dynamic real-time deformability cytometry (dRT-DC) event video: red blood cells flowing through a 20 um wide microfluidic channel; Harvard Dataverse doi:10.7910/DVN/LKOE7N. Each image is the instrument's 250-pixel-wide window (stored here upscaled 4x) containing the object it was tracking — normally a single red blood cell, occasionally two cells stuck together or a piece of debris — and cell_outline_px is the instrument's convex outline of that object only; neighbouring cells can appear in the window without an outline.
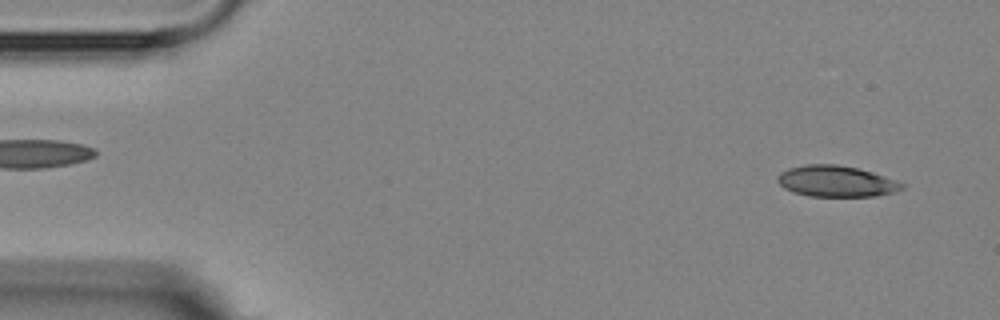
{"species": "Egyptian fruit bat (a non-hibernating species)", "species_latin": "Rousettus aegyptiacus", "temperature_condition": "room temperature", "stored_images_in_passage": 4, "segment_of_instrument_passage": [2, 2], "camera_frame_rate_fps": 3000, "um_per_image_px": 0.085, "animal": {"sex": "female"}, "frame": {"image": 1, "passage_image": 4, "time_ms": 3.333, "image_size_px": [1000, 320], "cell_outline_px": [[908, 184], [904, 188], [896, 192], [876, 196], [808, 196], [792, 192], [784, 188], [776, 180], [776, 176], [780, 172], [788, 168], [808, 164], [836, 164], [856, 168], [872, 172]], "centroid_in_image_um": [71.09, 15.41], "position_along_channel_um": 13.9, "area_um2": 22.77}}